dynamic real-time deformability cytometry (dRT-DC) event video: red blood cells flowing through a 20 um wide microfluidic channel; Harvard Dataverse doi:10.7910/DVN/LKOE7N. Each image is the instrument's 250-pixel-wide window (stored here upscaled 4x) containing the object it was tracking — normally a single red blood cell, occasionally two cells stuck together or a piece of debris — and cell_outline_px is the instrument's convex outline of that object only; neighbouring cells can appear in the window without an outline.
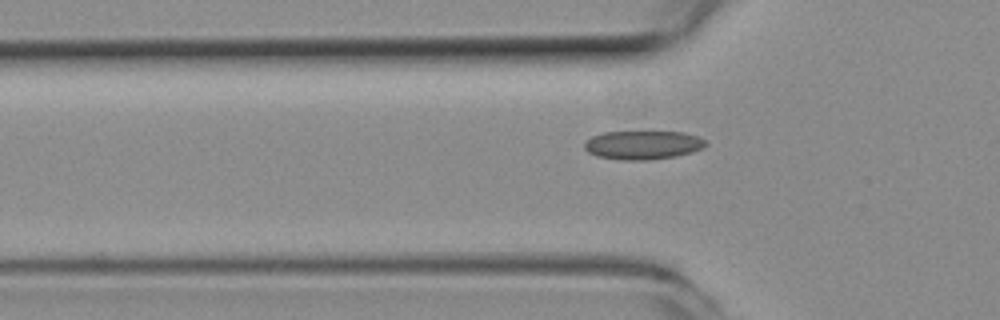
{"species": "common noctule bat (a hibernating species)", "species_latin": "Nyctalus noctula", "temperature_condition": "room temperature", "stored_images_in_passage": 37, "camera_frame_rate_fps": 3000, "um_per_image_px": 0.085, "animal": {"sex": "female", "body_mass_g": 19.3, "forearm_length_mm": 54.1}, "frame": {"image": 1, "passage_image": 7, "time_ms": 2.0, "image_size_px": [1000, 320], "cell_outline_px": [[708, 144], [692, 152], [676, 156], [648, 160], [624, 160], [596, 156], [588, 152], [584, 148], [584, 144], [592, 136], [604, 132], [684, 132], [696, 136], [704, 140]], "centroid_in_image_um": [54.63, 12.33], "position_along_channel_um": 71.2, "area_um2": 20.11}}
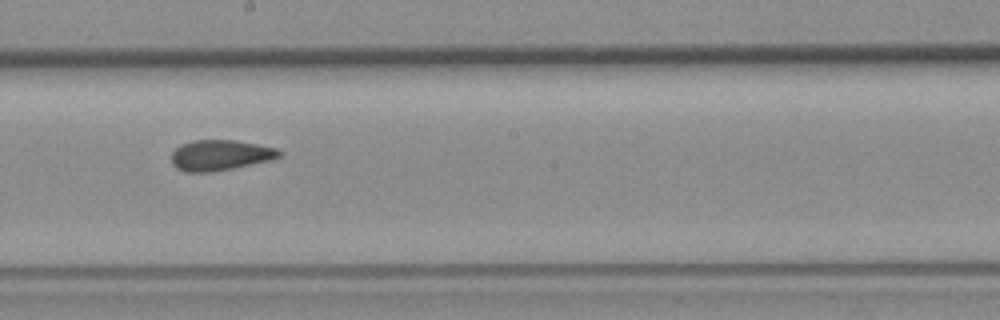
{"frame": {"image": 2, "passage_image": 19, "time_ms": 6.0, "image_size_px": [1000, 320], "cell_outline_px": [[280, 156], [272, 160], [212, 172], [188, 172], [176, 168], [172, 164], [172, 152], [180, 144], [192, 140], [236, 140], [276, 148], [280, 152]], "centroid_in_image_um": [18.69, 13.19], "position_along_channel_um": 229.5, "area_um2": 19.13}}
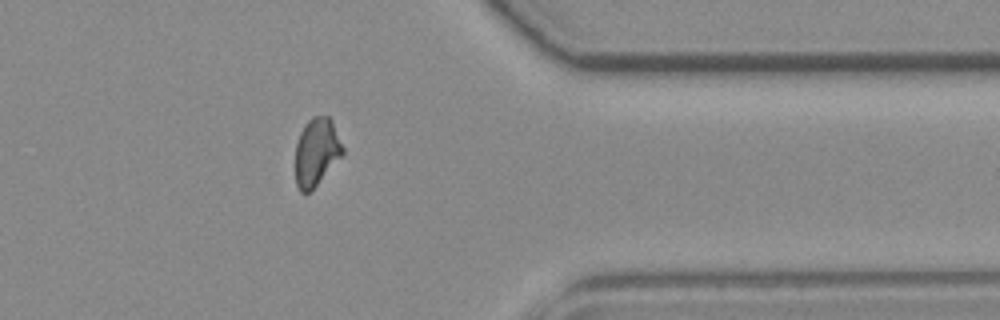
{"frame": {"image": 3, "passage_image": 32, "time_ms": 10.333, "image_size_px": [1000, 320], "cell_outline_px": [[344, 152], [316, 184], [308, 192], [300, 192], [296, 184], [296, 144], [300, 132], [304, 124], [312, 116], [328, 116], [332, 120], [344, 148]], "centroid_in_image_um": [26.89, 12.86], "position_along_channel_um": 384.5, "area_um2": 18.32}}